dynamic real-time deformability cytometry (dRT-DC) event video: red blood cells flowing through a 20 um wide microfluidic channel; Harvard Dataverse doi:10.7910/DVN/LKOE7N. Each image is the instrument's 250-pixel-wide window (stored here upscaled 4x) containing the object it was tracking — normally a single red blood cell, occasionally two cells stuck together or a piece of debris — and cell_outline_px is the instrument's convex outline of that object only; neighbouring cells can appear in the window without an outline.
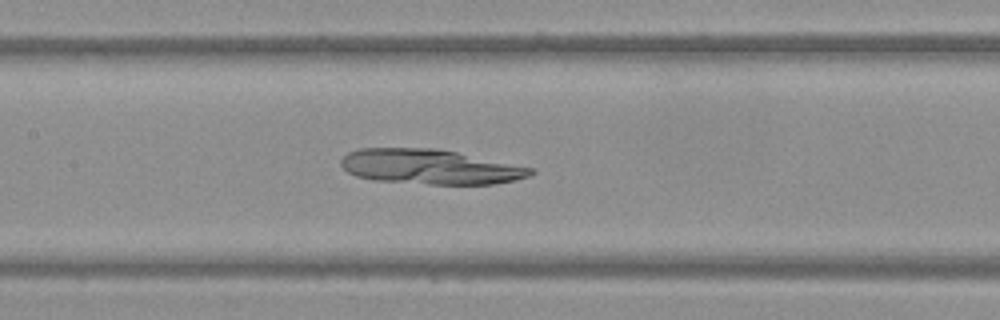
{"species": "Egyptian fruit bat (a non-hibernating species)", "species_latin": "Rousettus aegyptiacus", "temperature_condition": "warm", "stored_images_in_passage": 45, "camera_frame_rate_fps": 3000, "um_per_image_px": 0.085, "frame": {"image": 1, "passage_image": 25, "time_ms": 8.0, "image_size_px": [1000, 320], "cell_outline_px": [[536, 172], [528, 176], [516, 180], [492, 184], [428, 184], [372, 180], [356, 176], [348, 172], [340, 164], [340, 160], [348, 152], [360, 148], [436, 148], [456, 152], [532, 168]], "centroid_in_image_um": [36.51, 14.18], "position_along_channel_um": 170.9, "area_um2": 38.38}}
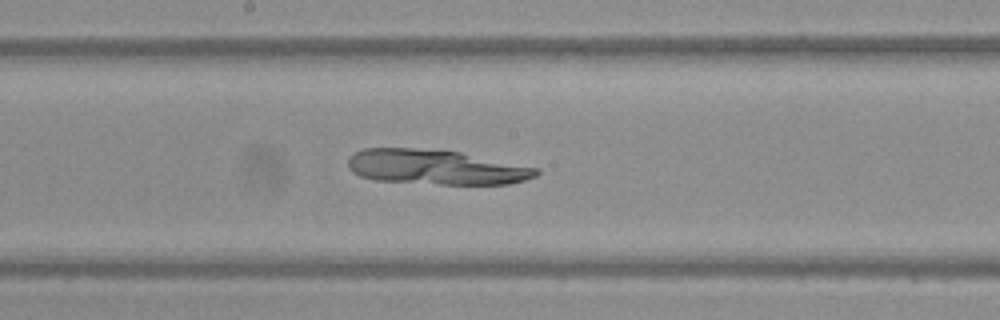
{"frame": {"image": 2, "passage_image": 28, "time_ms": 9.0, "image_size_px": [1000, 320], "cell_outline_px": [[540, 172], [536, 176], [524, 180], [508, 184], [440, 184], [376, 180], [360, 176], [352, 172], [348, 168], [348, 156], [364, 148], [412, 148], [460, 152], [540, 168]], "centroid_in_image_um": [37.05, 14.21], "position_along_channel_um": 211.2, "area_um2": 38.21}}